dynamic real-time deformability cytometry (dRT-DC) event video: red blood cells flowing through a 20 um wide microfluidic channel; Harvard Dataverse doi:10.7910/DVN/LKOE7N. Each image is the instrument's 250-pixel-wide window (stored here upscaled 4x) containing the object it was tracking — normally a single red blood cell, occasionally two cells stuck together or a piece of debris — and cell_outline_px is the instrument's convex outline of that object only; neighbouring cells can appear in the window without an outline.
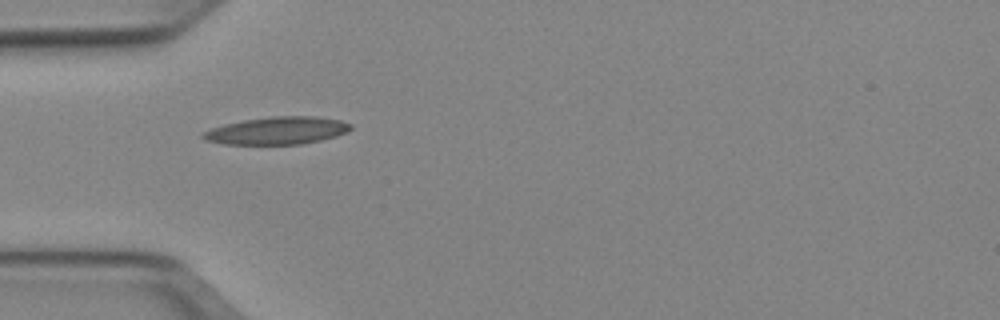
{"species": "Egyptian fruit bat (a non-hibernating species)", "species_latin": "Rousettus aegyptiacus", "temperature_condition": "cold", "stored_images_in_passage": 30, "camera_frame_rate_fps": 3000, "um_per_image_px": 0.085, "animal": {"sex": "female"}, "frame": {"image": 1, "passage_image": 1, "time_ms": 0.0, "image_size_px": [1000, 320], "cell_outline_px": [[352, 128], [348, 132], [336, 136], [320, 140], [300, 144], [224, 144], [204, 140], [200, 136], [204, 132], [212, 128], [224, 124], [244, 120], [272, 116], [316, 116], [340, 120], [352, 124]], "centroid_in_image_um": [23.57, 11.1], "position_along_channel_um": 61.4, "area_um2": 23.7}}
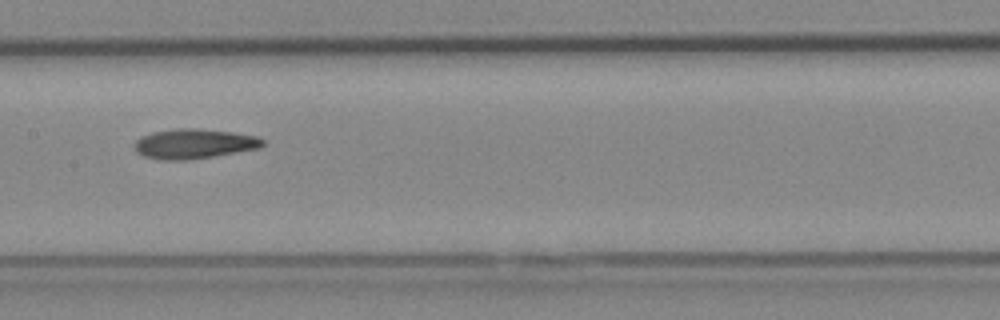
{"frame": {"image": 2, "passage_image": 11, "time_ms": 3.333, "image_size_px": [1000, 320], "cell_outline_px": [[264, 144], [260, 148], [188, 160], [160, 160], [144, 156], [136, 152], [136, 140], [140, 136], [152, 132], [176, 128], [196, 128], [232, 132], [256, 136], [264, 140]], "centroid_in_image_um": [16.48, 12.21], "position_along_channel_um": 190.9, "area_um2": 22.2}}
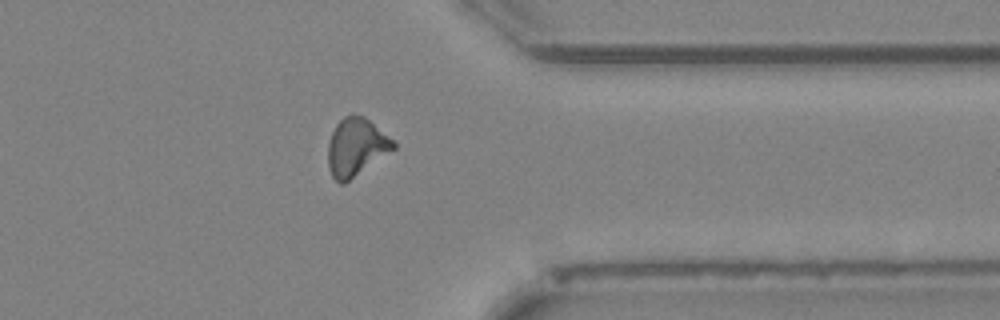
{"frame": {"image": 3, "passage_image": 26, "time_ms": 8.333, "image_size_px": [1000, 320], "cell_outline_px": [[396, 148], [344, 184], [340, 184], [332, 176], [328, 168], [328, 140], [336, 124], [344, 116], [364, 116], [388, 136], [396, 144]], "centroid_in_image_um": [30.24, 12.53], "position_along_channel_um": 381.2, "area_um2": 21.79}, "authors_computed_cell_mechanics": {"area_um2": 21.8484, "velocity_mm_per_s": 3.961, "shape_relaxation_time_tau1_ms": null, "shape_relaxation_time_tau2_ms": 7.1744, "deformation_change_tau1": null, "deformation_change_tau2": 0.1751}}